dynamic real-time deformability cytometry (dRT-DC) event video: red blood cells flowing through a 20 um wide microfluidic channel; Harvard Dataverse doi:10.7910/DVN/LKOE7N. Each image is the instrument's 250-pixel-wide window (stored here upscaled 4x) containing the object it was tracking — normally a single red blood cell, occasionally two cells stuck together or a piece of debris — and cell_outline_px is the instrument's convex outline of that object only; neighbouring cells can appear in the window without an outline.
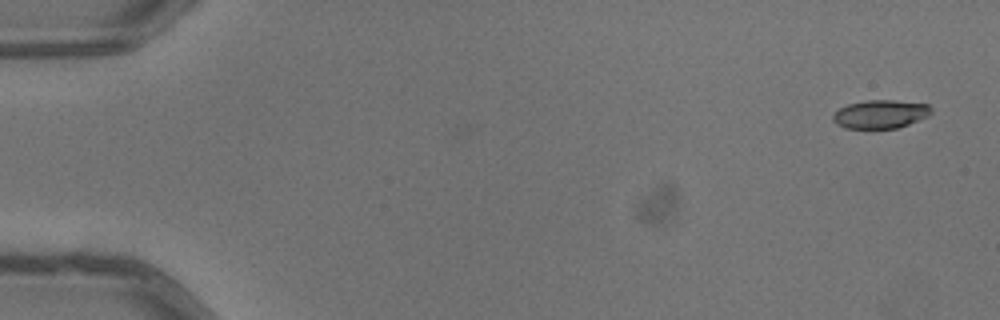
{"species": "common noctule bat (a hibernating species)", "species_latin": "Nyctalus noctula", "temperature_condition": "warm", "stored_images_in_passage": 5, "segment_of_instrument_passage": [1, 2], "camera_frame_rate_fps": 3000, "um_per_image_px": 0.085, "animal": {"sex": "male", "body_mass_g": 13.3}, "frame": {"image": 1, "passage_image": 1, "time_ms": 0.0, "image_size_px": [1000, 320], "cell_outline_px": [[932, 112], [928, 116], [908, 124], [896, 128], [844, 128], [836, 124], [832, 120], [832, 116], [840, 108], [848, 104], [868, 100], [896, 100], [928, 104], [932, 108]], "centroid_in_image_um": [74.84, 9.7], "position_along_channel_um": 10.2, "area_um2": 16.24}}